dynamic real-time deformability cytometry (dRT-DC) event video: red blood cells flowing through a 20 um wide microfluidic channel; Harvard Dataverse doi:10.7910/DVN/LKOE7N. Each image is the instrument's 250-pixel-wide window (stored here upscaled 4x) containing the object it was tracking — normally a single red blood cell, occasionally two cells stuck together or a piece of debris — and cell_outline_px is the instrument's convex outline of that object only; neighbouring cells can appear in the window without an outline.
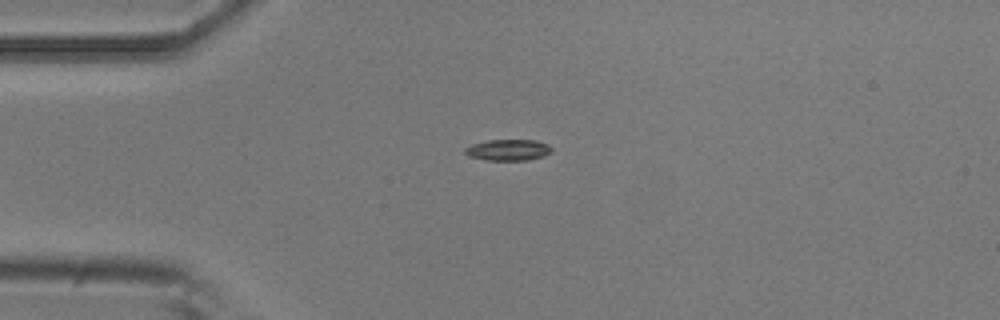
{"species": "common noctule bat (a hibernating species)", "species_latin": "Nyctalus noctula", "temperature_condition": "room temperature", "stored_images_in_passage": 3, "camera_frame_rate_fps": 3000, "um_per_image_px": 0.085, "animal": {"sex": "male", "body_mass_g": 20.5, "forearm_length_mm": 52.5}, "frame": {"image": 1, "passage_image": 1, "time_ms": 0.0, "image_size_px": [1000, 320], "cell_outline_px": [[552, 152], [544, 156], [528, 160], [488, 160], [468, 156], [464, 152], [464, 148], [472, 144], [488, 140], [536, 140], [548, 144], [552, 148]], "centroid_in_image_um": [43.21, 12.74], "position_along_channel_um": 41.8, "area_um2": 10.75}}
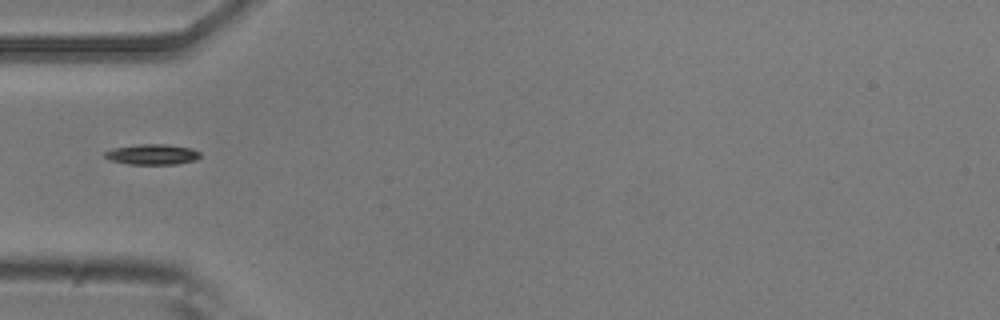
{"frame": {"image": 2, "passage_image": 2, "time_ms": 0.333, "image_size_px": [1000, 320], "cell_outline_px": [[200, 156], [196, 160], [176, 164], [128, 164], [112, 160], [104, 156], [104, 152], [112, 148], [140, 144], [168, 144], [192, 148], [200, 152]], "centroid_in_image_um": [12.96, 13.11], "position_along_channel_um": 72.0, "area_um2": 11.39}}